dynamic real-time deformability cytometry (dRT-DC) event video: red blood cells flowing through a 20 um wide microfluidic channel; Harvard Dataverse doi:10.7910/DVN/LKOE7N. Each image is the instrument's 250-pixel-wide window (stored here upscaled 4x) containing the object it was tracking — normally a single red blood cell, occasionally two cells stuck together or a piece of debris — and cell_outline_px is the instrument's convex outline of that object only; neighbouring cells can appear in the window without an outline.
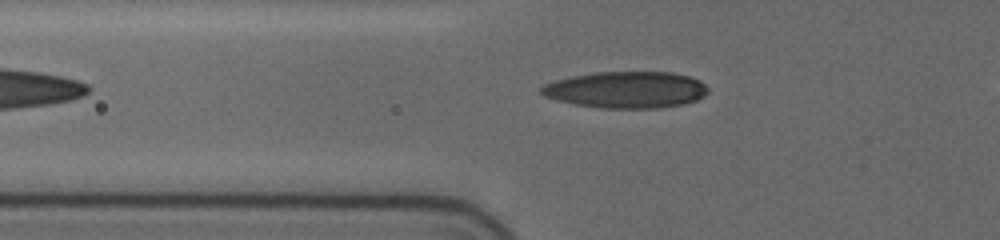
{"species": "human", "species_latin": "Homo sapiens", "temperature_condition": "cold", "stored_images_in_passage": 41, "camera_frame_rate_fps": 3000, "um_per_image_px": 0.085, "donor": {"sex": "female"}, "frame": {"image": 1, "passage_image": 7, "time_ms": 2.0, "image_size_px": [1000, 240], "cell_outline_px": [[708, 92], [704, 96], [696, 100], [684, 104], [656, 108], [600, 108], [576, 104], [556, 100], [544, 96], [540, 92], [540, 88], [544, 84], [556, 80], [572, 76], [596, 72], [672, 72], [688, 76], [700, 80], [708, 88]], "centroid_in_image_um": [53.23, 7.63], "position_along_channel_um": 72.6, "area_um2": 35.55}}
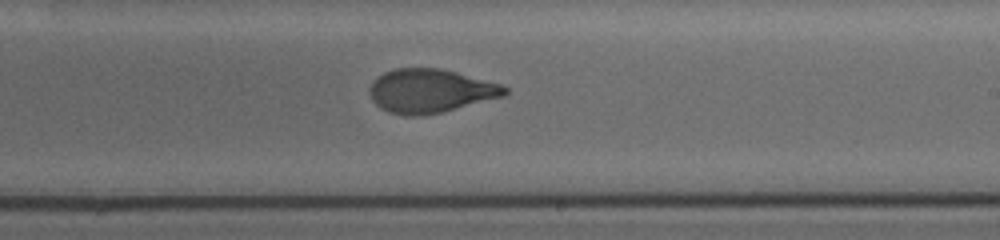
{"frame": {"image": 2, "passage_image": 22, "time_ms": 7.0, "image_size_px": [1000, 240], "cell_outline_px": [[508, 92], [504, 96], [440, 112], [420, 116], [408, 116], [388, 112], [380, 108], [372, 100], [368, 92], [368, 88], [372, 80], [384, 72], [396, 68], [440, 68], [504, 84], [508, 88]], "centroid_in_image_um": [36.56, 7.72], "position_along_channel_um": 252.4, "area_um2": 34.62}}
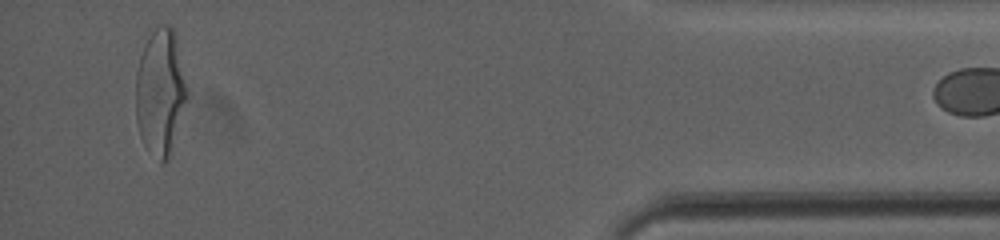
{"frame": {"image": 3, "passage_image": 40, "time_ms": 13.0, "image_size_px": [1000, 240], "cell_outline_px": [[188, 96], [168, 160], [160, 164], [144, 144], [140, 136], [136, 120], [136, 72], [140, 56], [156, 24], [172, 24], [176, 36], [188, 92]], "centroid_in_image_um": [13.63, 7.81], "position_along_channel_um": 421.6, "area_um2": 37.74}}